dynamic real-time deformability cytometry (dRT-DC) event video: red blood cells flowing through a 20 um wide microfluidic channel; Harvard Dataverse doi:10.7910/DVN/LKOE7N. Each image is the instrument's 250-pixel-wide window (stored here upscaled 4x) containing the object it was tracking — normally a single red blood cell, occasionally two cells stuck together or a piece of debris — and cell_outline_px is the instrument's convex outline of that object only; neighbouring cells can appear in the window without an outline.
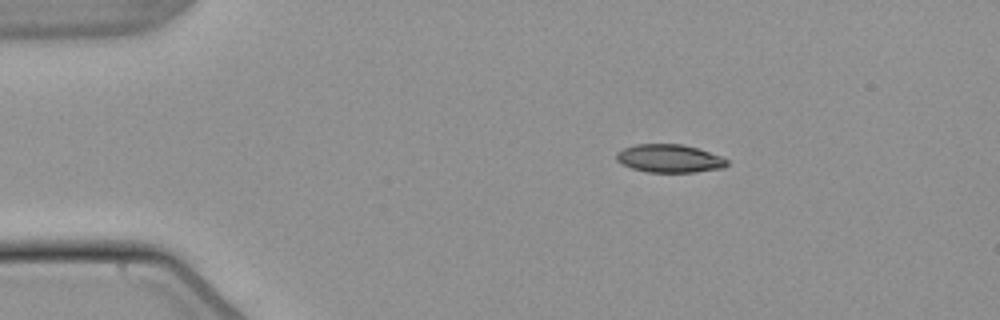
{"species": "common noctule bat (a hibernating species)", "species_latin": "Nyctalus noctula", "temperature_condition": "warm", "stored_images_in_passage": 45, "camera_frame_rate_fps": 3000, "um_per_image_px": 0.085, "animal": {"sex": "male", "body_mass_g": 21.5, "forearm_length_mm": 52.0}, "frame": {"image": 1, "passage_image": 1, "time_ms": 0.0, "image_size_px": [1000, 320], "cell_outline_px": [[728, 164], [724, 168], [692, 172], [648, 172], [632, 168], [620, 164], [616, 160], [616, 152], [624, 148], [636, 144], [680, 144], [696, 148], [724, 156], [728, 160]], "centroid_in_image_um": [56.9, 13.47], "position_along_channel_um": 28.1, "area_um2": 18.21}}
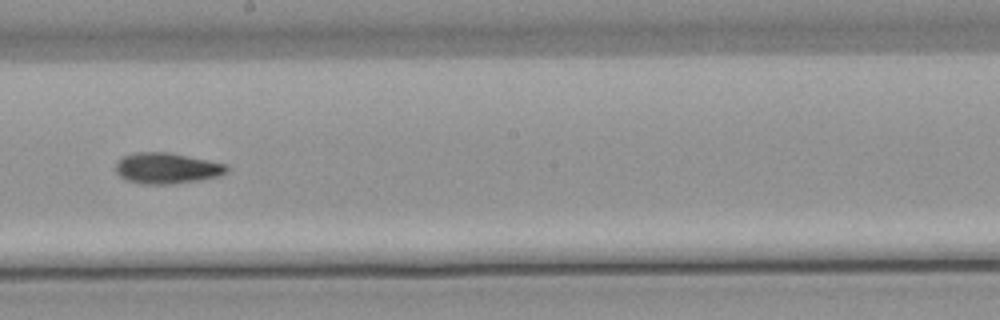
{"frame": {"image": 2, "passage_image": 22, "time_ms": 7.0, "image_size_px": [1000, 320], "cell_outline_px": [[228, 172], [216, 176], [200, 180], [168, 184], [140, 184], [124, 180], [116, 172], [116, 160], [132, 152], [168, 152], [228, 164]], "centroid_in_image_um": [14.14, 14.29], "position_along_channel_um": 234.1, "area_um2": 20.11}}
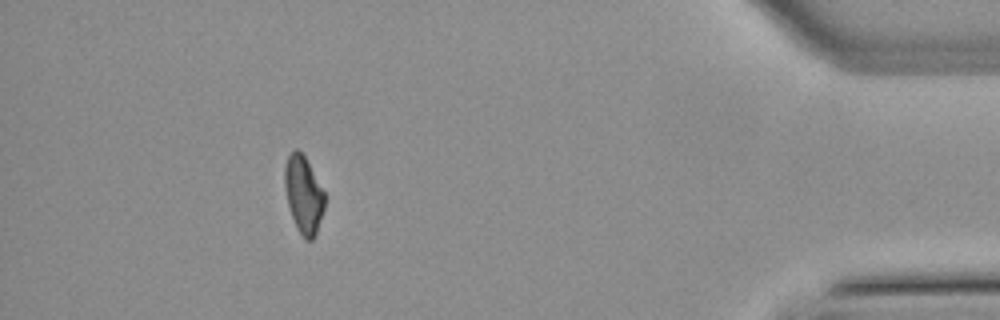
{"frame": {"image": 3, "passage_image": 40, "time_ms": 13.0, "image_size_px": [1000, 320], "cell_outline_px": [[324, 208], [316, 232], [312, 240], [304, 240], [296, 228], [288, 204], [284, 184], [284, 168], [288, 156], [296, 148], [304, 156], [324, 192]], "centroid_in_image_um": [25.78, 16.57], "position_along_channel_um": 409.4, "area_um2": 17.63}, "authors_computed_cell_mechanics": {"area_um2": 18.9006, "velocity_mm_per_s": 3.846, "shape_relaxation_time_tau1_ms": 7.1319, "shape_relaxation_time_tau2_ms": 9.2014, "deformation_change_tau1": 0.1965, "deformation_change_tau2": 0.1804}}